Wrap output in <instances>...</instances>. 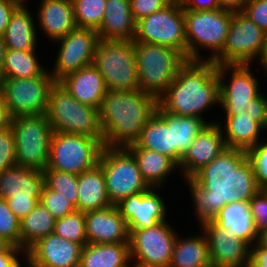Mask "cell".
<instances>
[{
	"mask_svg": "<svg viewBox=\"0 0 267 267\" xmlns=\"http://www.w3.org/2000/svg\"><path fill=\"white\" fill-rule=\"evenodd\" d=\"M157 105L158 100L142 90H107L99 109L103 145L126 148L135 144Z\"/></svg>",
	"mask_w": 267,
	"mask_h": 267,
	"instance_id": "cell-1",
	"label": "cell"
},
{
	"mask_svg": "<svg viewBox=\"0 0 267 267\" xmlns=\"http://www.w3.org/2000/svg\"><path fill=\"white\" fill-rule=\"evenodd\" d=\"M219 104L217 65L210 60H187L158 104L175 115L203 117L209 106Z\"/></svg>",
	"mask_w": 267,
	"mask_h": 267,
	"instance_id": "cell-2",
	"label": "cell"
},
{
	"mask_svg": "<svg viewBox=\"0 0 267 267\" xmlns=\"http://www.w3.org/2000/svg\"><path fill=\"white\" fill-rule=\"evenodd\" d=\"M220 124L208 123L184 153L178 167L191 194L203 185L235 180L236 158L227 149Z\"/></svg>",
	"mask_w": 267,
	"mask_h": 267,
	"instance_id": "cell-3",
	"label": "cell"
},
{
	"mask_svg": "<svg viewBox=\"0 0 267 267\" xmlns=\"http://www.w3.org/2000/svg\"><path fill=\"white\" fill-rule=\"evenodd\" d=\"M194 202L220 227L249 243L258 241L248 202V187L236 180L198 187Z\"/></svg>",
	"mask_w": 267,
	"mask_h": 267,
	"instance_id": "cell-4",
	"label": "cell"
},
{
	"mask_svg": "<svg viewBox=\"0 0 267 267\" xmlns=\"http://www.w3.org/2000/svg\"><path fill=\"white\" fill-rule=\"evenodd\" d=\"M135 47L140 90L158 100L187 59L179 51L163 45L135 42Z\"/></svg>",
	"mask_w": 267,
	"mask_h": 267,
	"instance_id": "cell-5",
	"label": "cell"
},
{
	"mask_svg": "<svg viewBox=\"0 0 267 267\" xmlns=\"http://www.w3.org/2000/svg\"><path fill=\"white\" fill-rule=\"evenodd\" d=\"M46 115L53 132L103 138L99 109L79 102L58 82L51 87Z\"/></svg>",
	"mask_w": 267,
	"mask_h": 267,
	"instance_id": "cell-6",
	"label": "cell"
},
{
	"mask_svg": "<svg viewBox=\"0 0 267 267\" xmlns=\"http://www.w3.org/2000/svg\"><path fill=\"white\" fill-rule=\"evenodd\" d=\"M135 42L99 39L93 65L103 76L107 90H140Z\"/></svg>",
	"mask_w": 267,
	"mask_h": 267,
	"instance_id": "cell-7",
	"label": "cell"
},
{
	"mask_svg": "<svg viewBox=\"0 0 267 267\" xmlns=\"http://www.w3.org/2000/svg\"><path fill=\"white\" fill-rule=\"evenodd\" d=\"M233 12L224 9L211 11L184 10L186 29V59H201L197 48L210 49L212 61L223 49ZM199 45V47H197Z\"/></svg>",
	"mask_w": 267,
	"mask_h": 267,
	"instance_id": "cell-8",
	"label": "cell"
},
{
	"mask_svg": "<svg viewBox=\"0 0 267 267\" xmlns=\"http://www.w3.org/2000/svg\"><path fill=\"white\" fill-rule=\"evenodd\" d=\"M16 164L45 170L49 163L53 129L46 114L13 117Z\"/></svg>",
	"mask_w": 267,
	"mask_h": 267,
	"instance_id": "cell-9",
	"label": "cell"
},
{
	"mask_svg": "<svg viewBox=\"0 0 267 267\" xmlns=\"http://www.w3.org/2000/svg\"><path fill=\"white\" fill-rule=\"evenodd\" d=\"M103 148V138L53 132L45 170L80 175L99 163Z\"/></svg>",
	"mask_w": 267,
	"mask_h": 267,
	"instance_id": "cell-10",
	"label": "cell"
},
{
	"mask_svg": "<svg viewBox=\"0 0 267 267\" xmlns=\"http://www.w3.org/2000/svg\"><path fill=\"white\" fill-rule=\"evenodd\" d=\"M98 164L104 172L107 193L113 205L150 188L144 181L134 156L126 148L104 146Z\"/></svg>",
	"mask_w": 267,
	"mask_h": 267,
	"instance_id": "cell-11",
	"label": "cell"
},
{
	"mask_svg": "<svg viewBox=\"0 0 267 267\" xmlns=\"http://www.w3.org/2000/svg\"><path fill=\"white\" fill-rule=\"evenodd\" d=\"M133 41L171 47L186 58V29L182 2L171 1L161 10L137 21Z\"/></svg>",
	"mask_w": 267,
	"mask_h": 267,
	"instance_id": "cell-12",
	"label": "cell"
},
{
	"mask_svg": "<svg viewBox=\"0 0 267 267\" xmlns=\"http://www.w3.org/2000/svg\"><path fill=\"white\" fill-rule=\"evenodd\" d=\"M55 82L47 71L33 78H2L0 88L3 90L12 118L23 115L46 114L49 93Z\"/></svg>",
	"mask_w": 267,
	"mask_h": 267,
	"instance_id": "cell-13",
	"label": "cell"
},
{
	"mask_svg": "<svg viewBox=\"0 0 267 267\" xmlns=\"http://www.w3.org/2000/svg\"><path fill=\"white\" fill-rule=\"evenodd\" d=\"M171 228L162 221L151 228L129 230L130 262L143 267H169L178 236Z\"/></svg>",
	"mask_w": 267,
	"mask_h": 267,
	"instance_id": "cell-14",
	"label": "cell"
},
{
	"mask_svg": "<svg viewBox=\"0 0 267 267\" xmlns=\"http://www.w3.org/2000/svg\"><path fill=\"white\" fill-rule=\"evenodd\" d=\"M265 31L242 12H233L222 51L212 60L221 64H250L260 55Z\"/></svg>",
	"mask_w": 267,
	"mask_h": 267,
	"instance_id": "cell-15",
	"label": "cell"
},
{
	"mask_svg": "<svg viewBox=\"0 0 267 267\" xmlns=\"http://www.w3.org/2000/svg\"><path fill=\"white\" fill-rule=\"evenodd\" d=\"M195 209L208 238L212 267H247L250 244L220 227L196 203Z\"/></svg>",
	"mask_w": 267,
	"mask_h": 267,
	"instance_id": "cell-16",
	"label": "cell"
},
{
	"mask_svg": "<svg viewBox=\"0 0 267 267\" xmlns=\"http://www.w3.org/2000/svg\"><path fill=\"white\" fill-rule=\"evenodd\" d=\"M58 41L61 45L51 73L56 82L67 74L93 63L96 45L99 41L96 30L76 27Z\"/></svg>",
	"mask_w": 267,
	"mask_h": 267,
	"instance_id": "cell-17",
	"label": "cell"
},
{
	"mask_svg": "<svg viewBox=\"0 0 267 267\" xmlns=\"http://www.w3.org/2000/svg\"><path fill=\"white\" fill-rule=\"evenodd\" d=\"M83 246L50 233L27 251L29 267H79Z\"/></svg>",
	"mask_w": 267,
	"mask_h": 267,
	"instance_id": "cell-18",
	"label": "cell"
},
{
	"mask_svg": "<svg viewBox=\"0 0 267 267\" xmlns=\"http://www.w3.org/2000/svg\"><path fill=\"white\" fill-rule=\"evenodd\" d=\"M154 190L149 188L116 204L129 230L151 228L165 221V203Z\"/></svg>",
	"mask_w": 267,
	"mask_h": 267,
	"instance_id": "cell-19",
	"label": "cell"
},
{
	"mask_svg": "<svg viewBox=\"0 0 267 267\" xmlns=\"http://www.w3.org/2000/svg\"><path fill=\"white\" fill-rule=\"evenodd\" d=\"M227 70H232L230 83H224V76ZM219 78V99L221 106H243L249 101L259 97L258 82L249 64H221L217 65Z\"/></svg>",
	"mask_w": 267,
	"mask_h": 267,
	"instance_id": "cell-20",
	"label": "cell"
},
{
	"mask_svg": "<svg viewBox=\"0 0 267 267\" xmlns=\"http://www.w3.org/2000/svg\"><path fill=\"white\" fill-rule=\"evenodd\" d=\"M87 243L114 244L130 241L126 221L116 205L85 213Z\"/></svg>",
	"mask_w": 267,
	"mask_h": 267,
	"instance_id": "cell-21",
	"label": "cell"
},
{
	"mask_svg": "<svg viewBox=\"0 0 267 267\" xmlns=\"http://www.w3.org/2000/svg\"><path fill=\"white\" fill-rule=\"evenodd\" d=\"M58 83L79 102L100 109L107 86L93 64L64 76Z\"/></svg>",
	"mask_w": 267,
	"mask_h": 267,
	"instance_id": "cell-22",
	"label": "cell"
},
{
	"mask_svg": "<svg viewBox=\"0 0 267 267\" xmlns=\"http://www.w3.org/2000/svg\"><path fill=\"white\" fill-rule=\"evenodd\" d=\"M44 173L32 167L13 165L0 172V198H41Z\"/></svg>",
	"mask_w": 267,
	"mask_h": 267,
	"instance_id": "cell-23",
	"label": "cell"
},
{
	"mask_svg": "<svg viewBox=\"0 0 267 267\" xmlns=\"http://www.w3.org/2000/svg\"><path fill=\"white\" fill-rule=\"evenodd\" d=\"M104 11V18L97 30L99 39L134 40L136 22L132 16L130 0H107Z\"/></svg>",
	"mask_w": 267,
	"mask_h": 267,
	"instance_id": "cell-24",
	"label": "cell"
},
{
	"mask_svg": "<svg viewBox=\"0 0 267 267\" xmlns=\"http://www.w3.org/2000/svg\"><path fill=\"white\" fill-rule=\"evenodd\" d=\"M126 148H144L170 157L176 163L173 123L158 109L146 122L139 140Z\"/></svg>",
	"mask_w": 267,
	"mask_h": 267,
	"instance_id": "cell-25",
	"label": "cell"
},
{
	"mask_svg": "<svg viewBox=\"0 0 267 267\" xmlns=\"http://www.w3.org/2000/svg\"><path fill=\"white\" fill-rule=\"evenodd\" d=\"M39 9V27L55 42L77 27L72 0H42Z\"/></svg>",
	"mask_w": 267,
	"mask_h": 267,
	"instance_id": "cell-26",
	"label": "cell"
},
{
	"mask_svg": "<svg viewBox=\"0 0 267 267\" xmlns=\"http://www.w3.org/2000/svg\"><path fill=\"white\" fill-rule=\"evenodd\" d=\"M104 172L99 164L78 175L77 211L90 212L112 206Z\"/></svg>",
	"mask_w": 267,
	"mask_h": 267,
	"instance_id": "cell-27",
	"label": "cell"
},
{
	"mask_svg": "<svg viewBox=\"0 0 267 267\" xmlns=\"http://www.w3.org/2000/svg\"><path fill=\"white\" fill-rule=\"evenodd\" d=\"M235 180L253 189L267 185V143L246 149L236 159Z\"/></svg>",
	"mask_w": 267,
	"mask_h": 267,
	"instance_id": "cell-28",
	"label": "cell"
},
{
	"mask_svg": "<svg viewBox=\"0 0 267 267\" xmlns=\"http://www.w3.org/2000/svg\"><path fill=\"white\" fill-rule=\"evenodd\" d=\"M224 141L227 149L237 159L246 149L258 144L260 131L265 128L260 122L238 115H226Z\"/></svg>",
	"mask_w": 267,
	"mask_h": 267,
	"instance_id": "cell-29",
	"label": "cell"
},
{
	"mask_svg": "<svg viewBox=\"0 0 267 267\" xmlns=\"http://www.w3.org/2000/svg\"><path fill=\"white\" fill-rule=\"evenodd\" d=\"M130 243L94 244L83 246L79 267H128Z\"/></svg>",
	"mask_w": 267,
	"mask_h": 267,
	"instance_id": "cell-30",
	"label": "cell"
},
{
	"mask_svg": "<svg viewBox=\"0 0 267 267\" xmlns=\"http://www.w3.org/2000/svg\"><path fill=\"white\" fill-rule=\"evenodd\" d=\"M135 158L144 181L150 188L162 187L163 181L178 165L166 155L144 148H126Z\"/></svg>",
	"mask_w": 267,
	"mask_h": 267,
	"instance_id": "cell-31",
	"label": "cell"
},
{
	"mask_svg": "<svg viewBox=\"0 0 267 267\" xmlns=\"http://www.w3.org/2000/svg\"><path fill=\"white\" fill-rule=\"evenodd\" d=\"M23 2L11 15L9 24L4 33V41L10 50H35L36 28L34 20Z\"/></svg>",
	"mask_w": 267,
	"mask_h": 267,
	"instance_id": "cell-32",
	"label": "cell"
},
{
	"mask_svg": "<svg viewBox=\"0 0 267 267\" xmlns=\"http://www.w3.org/2000/svg\"><path fill=\"white\" fill-rule=\"evenodd\" d=\"M203 234L187 239L177 237L169 267H212L208 238Z\"/></svg>",
	"mask_w": 267,
	"mask_h": 267,
	"instance_id": "cell-33",
	"label": "cell"
},
{
	"mask_svg": "<svg viewBox=\"0 0 267 267\" xmlns=\"http://www.w3.org/2000/svg\"><path fill=\"white\" fill-rule=\"evenodd\" d=\"M55 218L39 202L35 208L20 220V248L25 252L39 239L54 232Z\"/></svg>",
	"mask_w": 267,
	"mask_h": 267,
	"instance_id": "cell-34",
	"label": "cell"
},
{
	"mask_svg": "<svg viewBox=\"0 0 267 267\" xmlns=\"http://www.w3.org/2000/svg\"><path fill=\"white\" fill-rule=\"evenodd\" d=\"M157 108L173 123L176 164L179 165L184 153L208 124L199 117L180 116L167 112L159 104Z\"/></svg>",
	"mask_w": 267,
	"mask_h": 267,
	"instance_id": "cell-35",
	"label": "cell"
},
{
	"mask_svg": "<svg viewBox=\"0 0 267 267\" xmlns=\"http://www.w3.org/2000/svg\"><path fill=\"white\" fill-rule=\"evenodd\" d=\"M46 70L38 63L35 50L7 49L4 63V77L33 78L42 75Z\"/></svg>",
	"mask_w": 267,
	"mask_h": 267,
	"instance_id": "cell-36",
	"label": "cell"
},
{
	"mask_svg": "<svg viewBox=\"0 0 267 267\" xmlns=\"http://www.w3.org/2000/svg\"><path fill=\"white\" fill-rule=\"evenodd\" d=\"M107 0H72L76 26L98 30L105 14Z\"/></svg>",
	"mask_w": 267,
	"mask_h": 267,
	"instance_id": "cell-37",
	"label": "cell"
},
{
	"mask_svg": "<svg viewBox=\"0 0 267 267\" xmlns=\"http://www.w3.org/2000/svg\"><path fill=\"white\" fill-rule=\"evenodd\" d=\"M44 184L51 190L61 193L77 210L78 175L57 170H43Z\"/></svg>",
	"mask_w": 267,
	"mask_h": 267,
	"instance_id": "cell-38",
	"label": "cell"
},
{
	"mask_svg": "<svg viewBox=\"0 0 267 267\" xmlns=\"http://www.w3.org/2000/svg\"><path fill=\"white\" fill-rule=\"evenodd\" d=\"M54 233L71 242L86 245L85 212L76 210L62 218L55 219Z\"/></svg>",
	"mask_w": 267,
	"mask_h": 267,
	"instance_id": "cell-39",
	"label": "cell"
},
{
	"mask_svg": "<svg viewBox=\"0 0 267 267\" xmlns=\"http://www.w3.org/2000/svg\"><path fill=\"white\" fill-rule=\"evenodd\" d=\"M226 115H238L240 117L251 118L253 121L260 122L267 128V98L260 95L249 104L243 106H221Z\"/></svg>",
	"mask_w": 267,
	"mask_h": 267,
	"instance_id": "cell-40",
	"label": "cell"
},
{
	"mask_svg": "<svg viewBox=\"0 0 267 267\" xmlns=\"http://www.w3.org/2000/svg\"><path fill=\"white\" fill-rule=\"evenodd\" d=\"M0 237L20 248V219L3 198H0Z\"/></svg>",
	"mask_w": 267,
	"mask_h": 267,
	"instance_id": "cell-41",
	"label": "cell"
},
{
	"mask_svg": "<svg viewBox=\"0 0 267 267\" xmlns=\"http://www.w3.org/2000/svg\"><path fill=\"white\" fill-rule=\"evenodd\" d=\"M248 202L258 235L267 230V196L261 189L248 187Z\"/></svg>",
	"mask_w": 267,
	"mask_h": 267,
	"instance_id": "cell-42",
	"label": "cell"
},
{
	"mask_svg": "<svg viewBox=\"0 0 267 267\" xmlns=\"http://www.w3.org/2000/svg\"><path fill=\"white\" fill-rule=\"evenodd\" d=\"M40 202L49 210L55 219L62 218L76 211V207L61 193L49 189L45 184Z\"/></svg>",
	"mask_w": 267,
	"mask_h": 267,
	"instance_id": "cell-43",
	"label": "cell"
},
{
	"mask_svg": "<svg viewBox=\"0 0 267 267\" xmlns=\"http://www.w3.org/2000/svg\"><path fill=\"white\" fill-rule=\"evenodd\" d=\"M15 164V136L10 126L0 131V172Z\"/></svg>",
	"mask_w": 267,
	"mask_h": 267,
	"instance_id": "cell-44",
	"label": "cell"
},
{
	"mask_svg": "<svg viewBox=\"0 0 267 267\" xmlns=\"http://www.w3.org/2000/svg\"><path fill=\"white\" fill-rule=\"evenodd\" d=\"M242 13L267 32V0H246Z\"/></svg>",
	"mask_w": 267,
	"mask_h": 267,
	"instance_id": "cell-45",
	"label": "cell"
},
{
	"mask_svg": "<svg viewBox=\"0 0 267 267\" xmlns=\"http://www.w3.org/2000/svg\"><path fill=\"white\" fill-rule=\"evenodd\" d=\"M171 0H130L132 16L135 22L167 6Z\"/></svg>",
	"mask_w": 267,
	"mask_h": 267,
	"instance_id": "cell-46",
	"label": "cell"
},
{
	"mask_svg": "<svg viewBox=\"0 0 267 267\" xmlns=\"http://www.w3.org/2000/svg\"><path fill=\"white\" fill-rule=\"evenodd\" d=\"M41 198H15L6 199L10 210L21 220L40 202Z\"/></svg>",
	"mask_w": 267,
	"mask_h": 267,
	"instance_id": "cell-47",
	"label": "cell"
},
{
	"mask_svg": "<svg viewBox=\"0 0 267 267\" xmlns=\"http://www.w3.org/2000/svg\"><path fill=\"white\" fill-rule=\"evenodd\" d=\"M20 0H0V34L4 35L11 15L21 4Z\"/></svg>",
	"mask_w": 267,
	"mask_h": 267,
	"instance_id": "cell-48",
	"label": "cell"
},
{
	"mask_svg": "<svg viewBox=\"0 0 267 267\" xmlns=\"http://www.w3.org/2000/svg\"><path fill=\"white\" fill-rule=\"evenodd\" d=\"M255 243V246L250 245L248 267H267V249L262 247L258 242Z\"/></svg>",
	"mask_w": 267,
	"mask_h": 267,
	"instance_id": "cell-49",
	"label": "cell"
},
{
	"mask_svg": "<svg viewBox=\"0 0 267 267\" xmlns=\"http://www.w3.org/2000/svg\"><path fill=\"white\" fill-rule=\"evenodd\" d=\"M183 10L211 11L218 10L220 6L217 0H183Z\"/></svg>",
	"mask_w": 267,
	"mask_h": 267,
	"instance_id": "cell-50",
	"label": "cell"
},
{
	"mask_svg": "<svg viewBox=\"0 0 267 267\" xmlns=\"http://www.w3.org/2000/svg\"><path fill=\"white\" fill-rule=\"evenodd\" d=\"M21 251L26 255L23 249L11 245L4 253L0 254V267H21V263L16 256Z\"/></svg>",
	"mask_w": 267,
	"mask_h": 267,
	"instance_id": "cell-51",
	"label": "cell"
},
{
	"mask_svg": "<svg viewBox=\"0 0 267 267\" xmlns=\"http://www.w3.org/2000/svg\"><path fill=\"white\" fill-rule=\"evenodd\" d=\"M12 116L9 113L3 90L0 88V131L11 126Z\"/></svg>",
	"mask_w": 267,
	"mask_h": 267,
	"instance_id": "cell-52",
	"label": "cell"
},
{
	"mask_svg": "<svg viewBox=\"0 0 267 267\" xmlns=\"http://www.w3.org/2000/svg\"><path fill=\"white\" fill-rule=\"evenodd\" d=\"M220 9L229 10L231 12H242L246 0H217Z\"/></svg>",
	"mask_w": 267,
	"mask_h": 267,
	"instance_id": "cell-53",
	"label": "cell"
},
{
	"mask_svg": "<svg viewBox=\"0 0 267 267\" xmlns=\"http://www.w3.org/2000/svg\"><path fill=\"white\" fill-rule=\"evenodd\" d=\"M7 47L4 41V35L0 34V80L4 78V63Z\"/></svg>",
	"mask_w": 267,
	"mask_h": 267,
	"instance_id": "cell-54",
	"label": "cell"
},
{
	"mask_svg": "<svg viewBox=\"0 0 267 267\" xmlns=\"http://www.w3.org/2000/svg\"><path fill=\"white\" fill-rule=\"evenodd\" d=\"M260 58V64L263 66V68L267 72V32L265 33L263 46L260 52V55L258 56Z\"/></svg>",
	"mask_w": 267,
	"mask_h": 267,
	"instance_id": "cell-55",
	"label": "cell"
},
{
	"mask_svg": "<svg viewBox=\"0 0 267 267\" xmlns=\"http://www.w3.org/2000/svg\"><path fill=\"white\" fill-rule=\"evenodd\" d=\"M262 247L267 249V230H264L258 235L257 241Z\"/></svg>",
	"mask_w": 267,
	"mask_h": 267,
	"instance_id": "cell-56",
	"label": "cell"
},
{
	"mask_svg": "<svg viewBox=\"0 0 267 267\" xmlns=\"http://www.w3.org/2000/svg\"><path fill=\"white\" fill-rule=\"evenodd\" d=\"M10 246L11 244L8 241L3 237H0V254L4 253Z\"/></svg>",
	"mask_w": 267,
	"mask_h": 267,
	"instance_id": "cell-57",
	"label": "cell"
},
{
	"mask_svg": "<svg viewBox=\"0 0 267 267\" xmlns=\"http://www.w3.org/2000/svg\"><path fill=\"white\" fill-rule=\"evenodd\" d=\"M261 190L265 193V195L267 196V185L264 186L263 188H261Z\"/></svg>",
	"mask_w": 267,
	"mask_h": 267,
	"instance_id": "cell-58",
	"label": "cell"
},
{
	"mask_svg": "<svg viewBox=\"0 0 267 267\" xmlns=\"http://www.w3.org/2000/svg\"><path fill=\"white\" fill-rule=\"evenodd\" d=\"M171 1L182 2L183 0H171Z\"/></svg>",
	"mask_w": 267,
	"mask_h": 267,
	"instance_id": "cell-59",
	"label": "cell"
},
{
	"mask_svg": "<svg viewBox=\"0 0 267 267\" xmlns=\"http://www.w3.org/2000/svg\"><path fill=\"white\" fill-rule=\"evenodd\" d=\"M133 267H143V266H140V265H132Z\"/></svg>",
	"mask_w": 267,
	"mask_h": 267,
	"instance_id": "cell-60",
	"label": "cell"
}]
</instances>
